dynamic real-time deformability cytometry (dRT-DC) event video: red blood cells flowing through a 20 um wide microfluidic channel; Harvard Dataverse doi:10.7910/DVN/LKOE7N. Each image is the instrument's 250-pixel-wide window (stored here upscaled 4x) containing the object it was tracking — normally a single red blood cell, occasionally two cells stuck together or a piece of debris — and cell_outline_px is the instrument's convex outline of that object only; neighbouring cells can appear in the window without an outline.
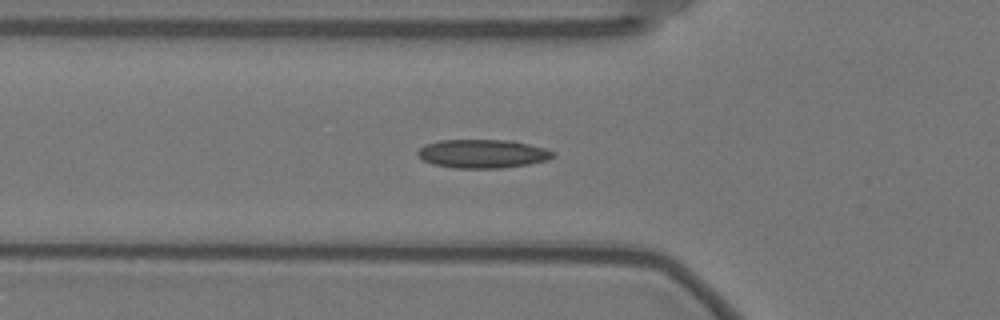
{"species": "Egyptian fruit bat (a non-hibernating species)", "species_latin": "Rousettus aegyptiacus", "temperature_condition": "warm", "stored_images_in_passage": 41, "camera_frame_rate_fps": 3000, "um_per_image_px": 0.085, "animal": {"sex": "female"}, "frame": {"image": 1, "passage_image": 2, "time_ms": 0.333, "image_size_px": [1000, 320], "cell_outline_px": [[556, 156], [548, 160], [528, 164], [504, 168], [452, 168], [432, 164], [420, 160], [416, 152], [424, 144], [440, 140], [512, 140], [544, 148], [556, 152]], "centroid_in_image_um": [41.0, 13.07], "position_along_channel_um": 84.8, "area_um2": 22.89}}
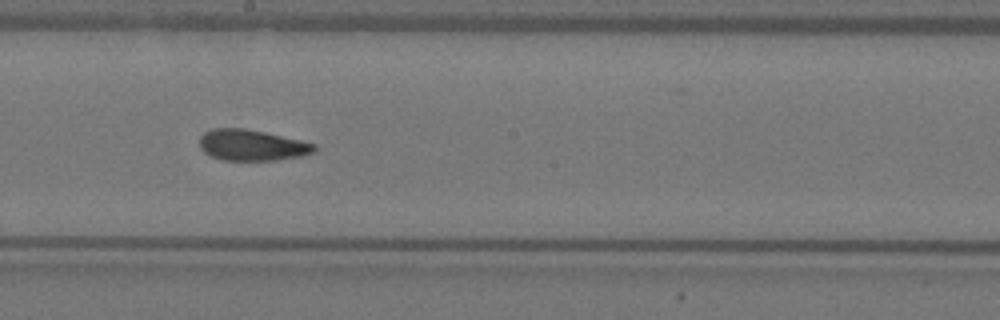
{"frame": {"image": 2, "passage_image": 14, "time_ms": 4.333, "image_size_px": [1000, 320], "cell_outline_px": [[316, 152], [304, 156], [276, 160], [224, 160], [212, 156], [204, 152], [200, 148], [200, 136], [204, 132], [212, 128], [244, 128], [264, 132], [300, 140], [316, 144]], "centroid_in_image_um": [21.43, 12.34], "position_along_channel_um": 226.8, "area_um2": 20.81}}
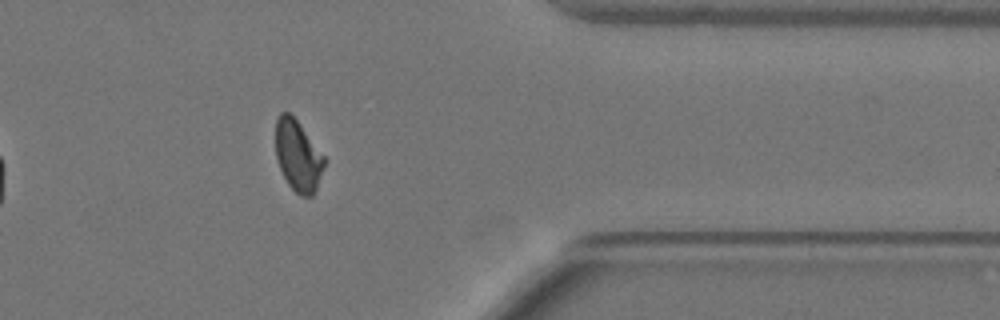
{"frame": {"image": 3, "passage_image": 29, "time_ms": 9.333, "image_size_px": [1000, 320], "cell_outline_px": [[324, 164], [316, 188], [312, 196], [300, 196], [288, 184], [280, 168], [276, 156], [276, 116], [280, 112], [288, 112], [296, 120], [324, 156]], "centroid_in_image_um": [25.29, 13.23], "position_along_channel_um": 386.1, "area_um2": 19.65}}